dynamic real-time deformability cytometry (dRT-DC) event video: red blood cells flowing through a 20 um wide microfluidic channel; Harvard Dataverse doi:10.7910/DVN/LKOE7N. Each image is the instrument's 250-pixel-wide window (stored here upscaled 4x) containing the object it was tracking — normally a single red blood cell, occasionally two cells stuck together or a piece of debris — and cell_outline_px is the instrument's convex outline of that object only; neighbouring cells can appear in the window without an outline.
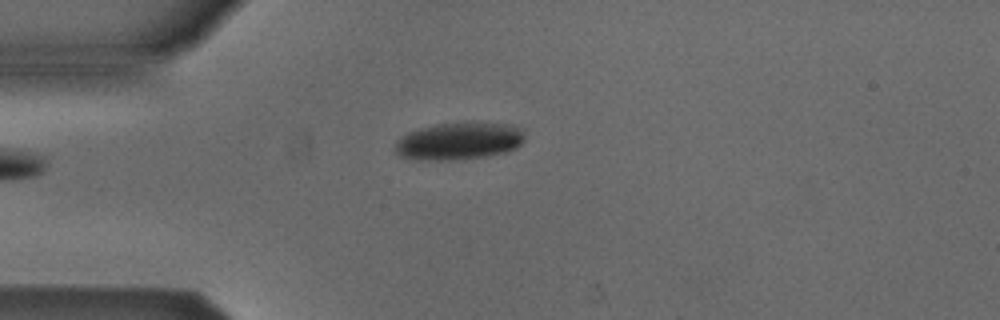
{"species": "Egyptian fruit bat (a non-hibernating species)", "species_latin": "Rousettus aegyptiacus", "temperature_condition": "cold", "stored_images_in_passage": 34, "camera_frame_rate_fps": 3000, "um_per_image_px": 0.085, "animal": {"sex": "male"}, "frame": {"image": 1, "passage_image": 1, "time_ms": 0.0, "image_size_px": [1000, 320], "cell_outline_px": [[524, 140], [516, 148], [504, 152], [484, 156], [452, 160], [416, 160], [400, 156], [396, 152], [396, 140], [400, 136], [408, 132], [420, 128], [436, 124], [468, 120], [480, 120], [512, 124], [524, 128]], "centroid_in_image_um": [39.06, 11.94], "position_along_channel_um": 45.9, "area_um2": 29.13}}
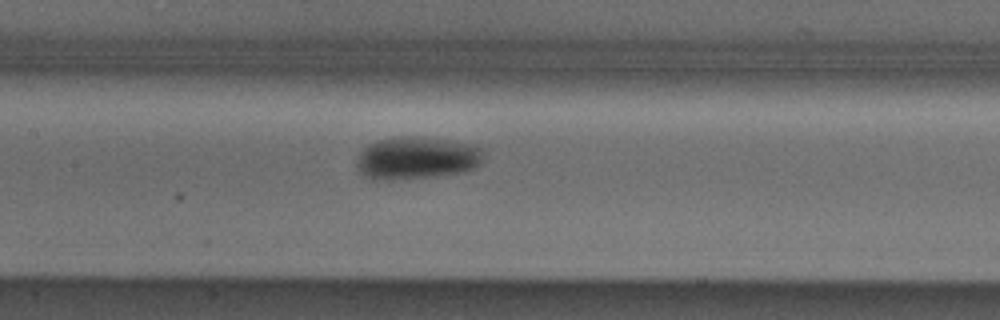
{"frame": {"image": 2, "passage_image": 12, "time_ms": 3.667, "image_size_px": [1000, 320], "cell_outline_px": [[484, 160], [476, 168], [464, 172], [436, 176], [392, 180], [372, 180], [364, 176], [360, 172], [356, 164], [356, 160], [360, 152], [368, 144], [380, 140], [404, 136], [424, 136], [476, 144], [484, 148]], "centroid_in_image_um": [35.48, 13.43], "position_along_channel_um": 171.9, "area_um2": 32.19}}
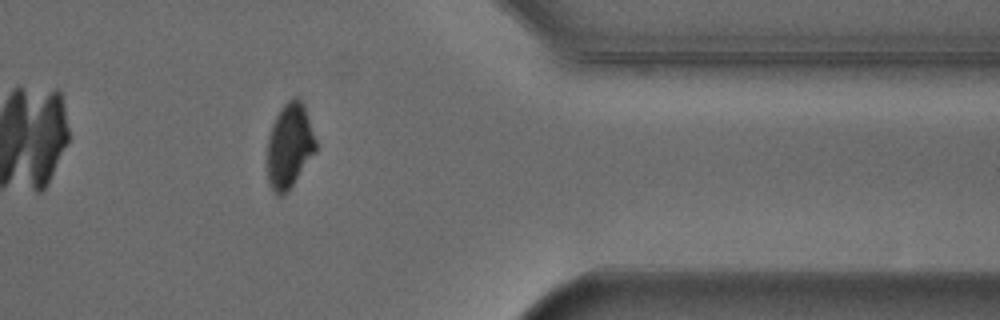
{"frame": {"image": 3, "passage_image": 30, "time_ms": 9.667, "image_size_px": [1000, 320], "cell_outline_px": [[316, 152], [288, 192], [284, 196], [276, 196], [268, 184], [268, 136], [272, 124], [280, 108], [292, 96], [300, 96], [304, 104], [316, 140]], "centroid_in_image_um": [24.61, 12.4], "position_along_channel_um": 386.8, "area_um2": 24.39}, "authors_computed_cell_mechanics": {"area_um2": 28.8133, "velocity_mm_per_s": 3.887, "shape_relaxation_time_tau1_ms": 2.8174, "shape_relaxation_time_tau2_ms": null, "deformation_change_tau1": 0.1015, "deformation_change_tau2": null}}